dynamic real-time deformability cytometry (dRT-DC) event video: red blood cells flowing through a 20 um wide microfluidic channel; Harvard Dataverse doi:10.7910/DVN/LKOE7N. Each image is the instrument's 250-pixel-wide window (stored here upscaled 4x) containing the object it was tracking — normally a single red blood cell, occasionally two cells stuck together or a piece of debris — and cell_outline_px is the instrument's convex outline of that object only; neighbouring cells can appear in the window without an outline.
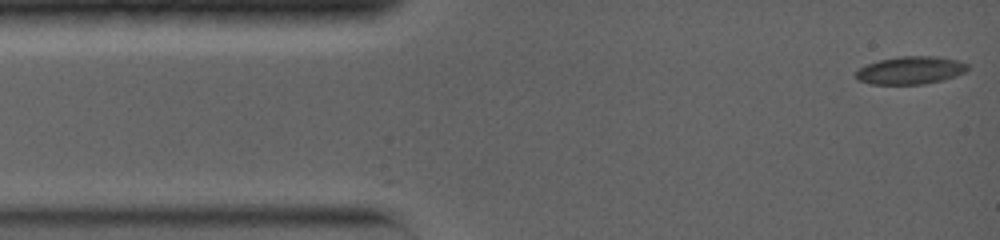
{"species": "common noctule bat (a hibernating species)", "species_latin": "Nyctalus noctula", "temperature_condition": "warm", "stored_images_in_passage": 85, "camera_frame_rate_fps": 5000, "um_per_image_px": 0.085, "animal": {"sex": "female", "body_mass_g": 19.0, "forearm_length_mm": 56.7}, "frame": {"image": 1, "passage_image": 1, "time_ms": 0.0, "image_size_px": [1000, 240], "cell_outline_px": [[968, 68], [964, 72], [956, 76], [924, 84], [872, 84], [860, 80], [856, 76], [856, 72], [860, 68], [868, 64], [880, 60], [900, 56], [936, 56], [956, 60], [968, 64]], "centroid_in_image_um": [77.41, 5.97], "position_along_channel_um": 7.6, "area_um2": 17.8}}
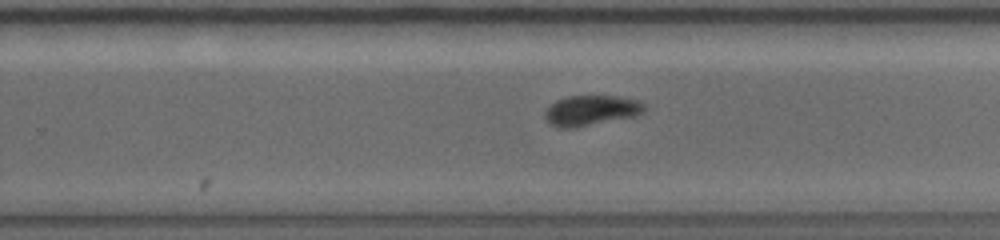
{"frame": {"image": 2, "passage_image": 45, "time_ms": 8.8, "image_size_px": [1000, 240], "cell_outline_px": [[648, 108], [644, 112], [636, 116], [576, 128], [560, 128], [548, 124], [544, 120], [544, 112], [556, 100], [568, 96], [616, 96], [640, 100]], "centroid_in_image_um": [50.26, 9.4], "position_along_channel_um": 279.5, "area_um2": 17.92}}
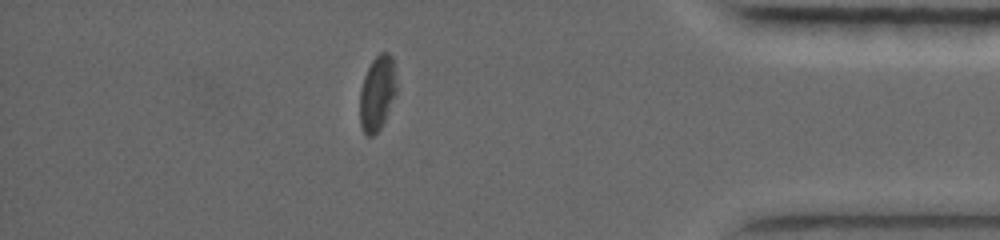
{"frame": {"image": 3, "passage_image": 67, "time_ms": 12.8, "image_size_px": [1000, 240], "cell_outline_px": [[396, 92], [384, 120], [380, 128], [372, 136], [368, 136], [364, 132], [360, 124], [360, 88], [364, 76], [372, 60], [380, 52], [388, 52], [392, 56], [396, 84]], "centroid_in_image_um": [32.05, 7.89], "position_along_channel_um": 403.2, "area_um2": 15.78}, "authors_computed_cell_mechanics": {"area_um2": 17.5712, "velocity_mm_per_s": 3.9249, "shape_relaxation_time_tau1_ms": 2.9041, "shape_relaxation_time_tau2_ms": 5.431, "deformation_change_tau1": 0.1234, "deformation_change_tau2": 0.0622}}